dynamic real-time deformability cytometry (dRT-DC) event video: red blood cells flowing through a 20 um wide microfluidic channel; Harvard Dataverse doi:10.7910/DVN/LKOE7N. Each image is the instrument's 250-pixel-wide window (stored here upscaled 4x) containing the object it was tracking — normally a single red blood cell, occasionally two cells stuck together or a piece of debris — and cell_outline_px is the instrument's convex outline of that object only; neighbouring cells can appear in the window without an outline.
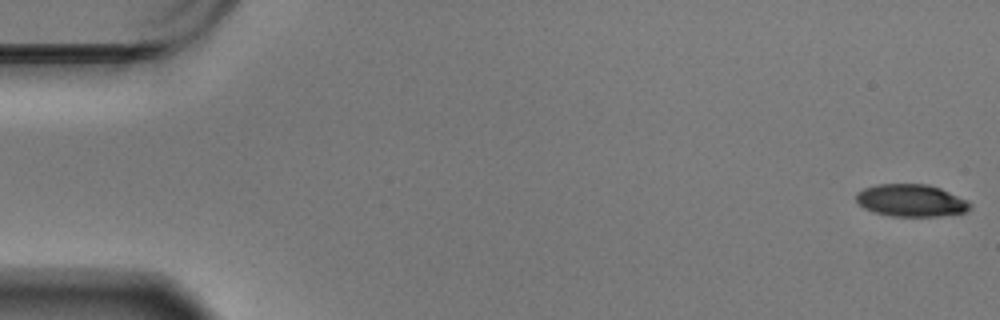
{"species": "Egyptian fruit bat (a non-hibernating species)", "species_latin": "Rousettus aegyptiacus", "temperature_condition": "warm", "stored_images_in_passage": 59, "camera_frame_rate_fps": 3000, "um_per_image_px": 0.085, "animal": {"sex": "male"}, "frame": {"image": 1, "passage_image": 1, "time_ms": 0.0, "image_size_px": [1000, 320], "cell_outline_px": [[972, 208], [964, 212], [940, 216], [892, 216], [872, 212], [864, 208], [856, 200], [856, 192], [864, 188], [876, 184], [928, 184], [940, 188], [972, 204]], "centroid_in_image_um": [77.4, 17.04], "position_along_channel_um": 7.6, "area_um2": 21.33}}
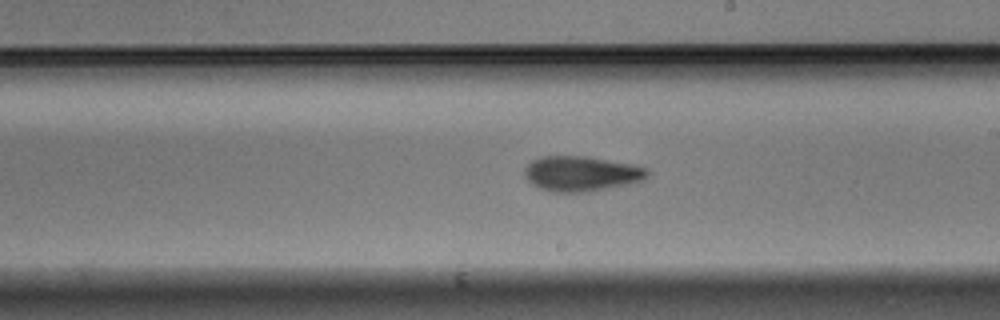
{"frame": {"image": 2, "passage_image": 34, "time_ms": 11.0, "image_size_px": [1000, 320], "cell_outline_px": [[648, 176], [644, 180], [628, 184], [588, 192], [556, 192], [540, 188], [532, 184], [524, 176], [524, 168], [532, 160], [544, 156], [588, 156], [632, 164], [644, 168], [648, 172]], "centroid_in_image_um": [49.4, 14.76], "position_along_channel_um": 239.6, "area_um2": 25.09}}
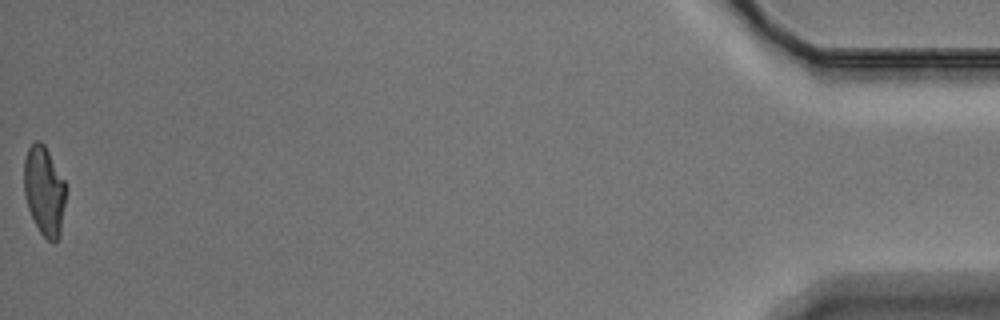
{"frame": {"image": 3, "passage_image": 59, "time_ms": 19.333, "image_size_px": [1000, 320], "cell_outline_px": [[64, 204], [60, 236], [52, 244], [40, 232], [28, 208], [24, 192], [24, 160], [28, 148], [36, 140], [40, 140], [44, 144], [64, 180]], "centroid_in_image_um": [3.74, 16.21], "position_along_channel_um": 431.5, "area_um2": 21.39}, "authors_computed_cell_mechanics": {"area_um2": 23.2934, "velocity_mm_per_s": 3.4559, "shape_relaxation_time_tau1_ms": 4.6921, "shape_relaxation_time_tau2_ms": 6.0637, "deformation_change_tau1": 0.164, "deformation_change_tau2": 0.1238}}